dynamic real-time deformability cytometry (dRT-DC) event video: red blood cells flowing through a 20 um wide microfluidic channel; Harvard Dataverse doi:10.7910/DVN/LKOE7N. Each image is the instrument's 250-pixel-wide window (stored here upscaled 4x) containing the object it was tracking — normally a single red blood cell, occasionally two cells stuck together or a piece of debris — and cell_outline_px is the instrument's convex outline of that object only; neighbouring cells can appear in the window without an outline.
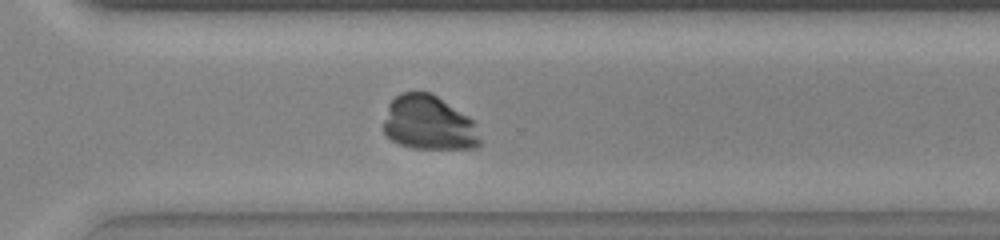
{"species": "common noctule bat (a hibernating species)", "species_latin": "Nyctalus noctula", "temperature_condition": "warm", "stored_images_in_passage": 42, "camera_frame_rate_fps": 3000, "um_per_image_px": 0.085, "animal": {"sex": "female", "body_mass_g": 23.0, "forearm_length_mm": 53.4}, "frame": {"image": 1, "passage_image": 27, "time_ms": 8.667, "image_size_px": [1000, 240], "cell_outline_px": [[480, 144], [476, 148], [412, 148], [400, 144], [392, 140], [384, 132], [384, 120], [388, 104], [400, 92], [432, 92], [472, 120], [480, 140]], "centroid_in_image_um": [36.4, 10.44], "position_along_channel_um": 334.2, "area_um2": 30.23}}
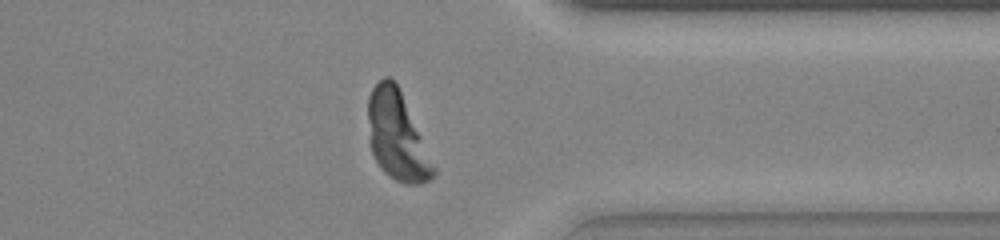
{"frame": {"image": 2, "passage_image": 31, "time_ms": 10.0, "image_size_px": [1000, 240], "cell_outline_px": [[436, 172], [428, 180], [420, 184], [404, 184], [396, 180], [384, 172], [376, 160], [372, 152], [368, 140], [368, 96], [372, 88], [384, 76], [392, 76], [400, 92], [436, 168]], "centroid_in_image_um": [33.71, 11.56], "position_along_channel_um": 377.7, "area_um2": 33.23}}